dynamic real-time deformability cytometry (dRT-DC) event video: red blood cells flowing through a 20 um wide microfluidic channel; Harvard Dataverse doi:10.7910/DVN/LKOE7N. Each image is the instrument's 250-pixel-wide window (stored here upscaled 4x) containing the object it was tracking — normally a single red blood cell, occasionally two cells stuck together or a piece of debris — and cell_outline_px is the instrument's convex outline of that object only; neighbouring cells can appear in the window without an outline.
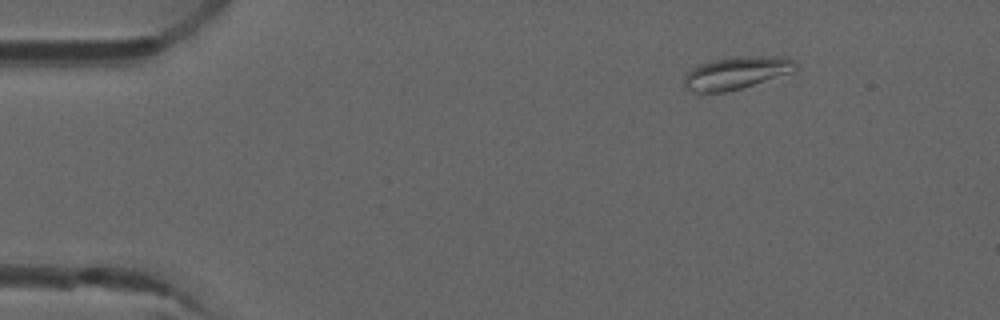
{"species": "common noctule bat (a hibernating species)", "species_latin": "Nyctalus noctula", "temperature_condition": "room temperature", "stored_images_in_passage": 5, "camera_frame_rate_fps": 3000, "um_per_image_px": 0.085, "animal": {"sex": "male", "forearm_length_mm": 52.5}, "frame": {"image": 1, "passage_image": 1, "time_ms": 0.0, "image_size_px": [1000, 320], "cell_outline_px": [[796, 68], [792, 72], [740, 88], [724, 92], [700, 96], [684, 88], [684, 76], [692, 68], [700, 64], [712, 60], [736, 56], [788, 56], [796, 64]], "centroid_in_image_um": [62.51, 6.22], "position_along_channel_um": 22.5, "area_um2": 21.5}}
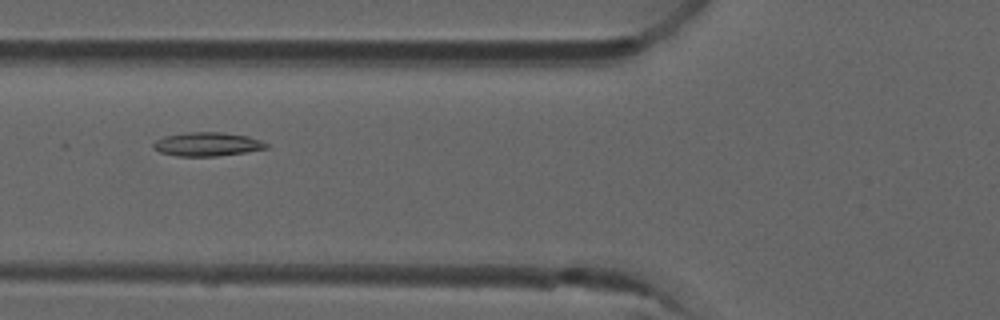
{"frame": {"image": 2, "passage_image": 5, "time_ms": 1.333, "image_size_px": [1000, 320], "cell_outline_px": [[268, 148], [244, 152], [216, 156], [176, 156], [160, 152], [152, 148], [152, 144], [156, 140], [164, 136], [188, 132], [220, 132], [248, 136], [260, 140], [268, 144]], "centroid_in_image_um": [17.58, 12.25], "position_along_channel_um": 108.2, "area_um2": 15.61}}